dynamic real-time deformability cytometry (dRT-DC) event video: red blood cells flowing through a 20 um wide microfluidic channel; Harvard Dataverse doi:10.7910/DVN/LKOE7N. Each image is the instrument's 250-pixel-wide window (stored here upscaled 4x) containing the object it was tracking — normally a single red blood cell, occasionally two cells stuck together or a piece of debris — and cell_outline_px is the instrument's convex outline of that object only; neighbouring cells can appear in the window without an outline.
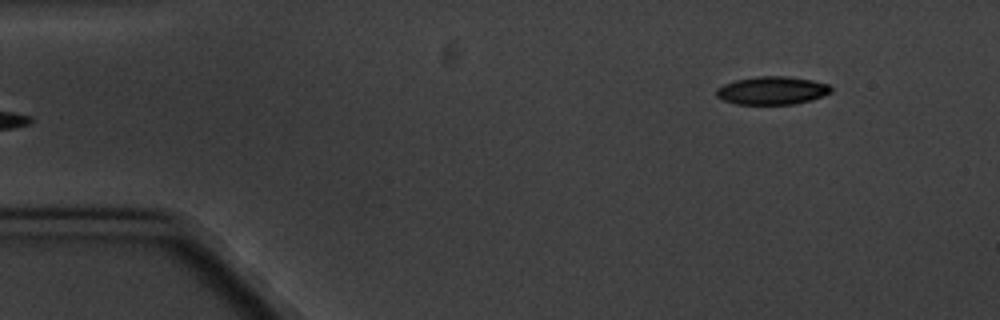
{"species": "common noctule bat (a hibernating species)", "species_latin": "Nyctalus noctula", "temperature_condition": "cold", "stored_images_in_passage": 6, "segment_of_instrument_passage": [2, 2], "camera_frame_rate_fps": 3000, "um_per_image_px": 0.085, "animal": {"sex": "male", "body_mass_g": 20.1, "forearm_length_mm": 53.5}, "frame": {"image": 1, "passage_image": 6, "time_ms": 6.0, "image_size_px": [1000, 320], "cell_outline_px": [[832, 92], [812, 100], [792, 104], [736, 104], [724, 100], [716, 96], [716, 88], [724, 84], [736, 80], [756, 76], [788, 76], [812, 80], [828, 84], [832, 88]], "centroid_in_image_um": [65.63, 7.69], "position_along_channel_um": 19.4, "area_um2": 18.79}}